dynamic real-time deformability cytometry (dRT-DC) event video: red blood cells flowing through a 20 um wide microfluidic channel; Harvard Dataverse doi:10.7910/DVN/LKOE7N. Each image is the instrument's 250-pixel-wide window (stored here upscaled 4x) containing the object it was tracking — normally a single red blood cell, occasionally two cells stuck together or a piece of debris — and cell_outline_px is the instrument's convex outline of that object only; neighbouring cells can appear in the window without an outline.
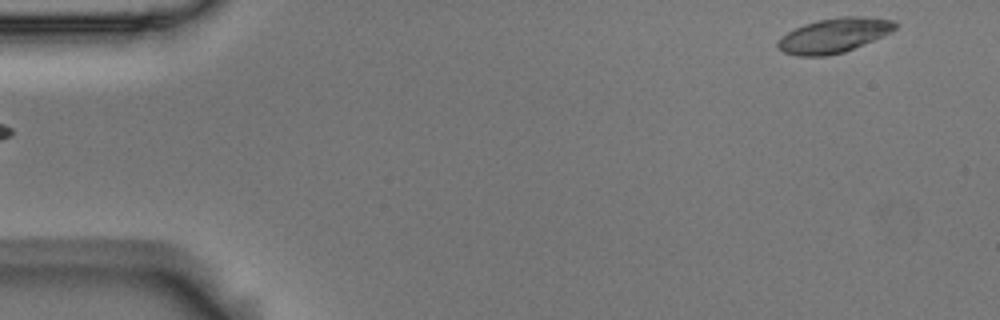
{"species": "Egyptian fruit bat (a non-hibernating species)", "species_latin": "Rousettus aegyptiacus", "temperature_condition": "room temperature", "stored_images_in_passage": 5, "segment_of_instrument_passage": [2, 2], "camera_frame_rate_fps": 3000, "um_per_image_px": 0.085, "animal": {"sex": "male"}, "frame": {"image": 1, "passage_image": 5, "time_ms": 1.333, "image_size_px": [1000, 320], "cell_outline_px": [[900, 24], [892, 32], [844, 52], [828, 56], [796, 56], [784, 52], [776, 48], [776, 40], [788, 32], [804, 24], [820, 20], [840, 16], [856, 16], [896, 20]], "centroid_in_image_um": [70.89, 3.01], "position_along_channel_um": 14.1, "area_um2": 23.76}}